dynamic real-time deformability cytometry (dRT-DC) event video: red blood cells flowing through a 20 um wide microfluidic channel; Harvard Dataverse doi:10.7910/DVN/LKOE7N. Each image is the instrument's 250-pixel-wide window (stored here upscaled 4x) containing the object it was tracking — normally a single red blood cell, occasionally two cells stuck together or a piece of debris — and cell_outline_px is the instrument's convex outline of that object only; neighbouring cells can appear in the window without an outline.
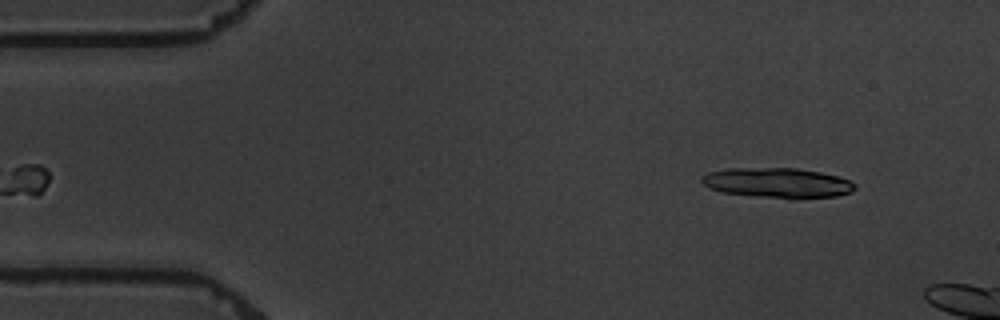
{"species": "common noctule bat (a hibernating species)", "species_latin": "Nyctalus noctula", "temperature_condition": "warm", "stored_images_in_passage": 3, "segment_of_instrument_passage": [2, 2], "camera_frame_rate_fps": 3000, "um_per_image_px": 0.085, "animal": {"sex": "male", "body_mass_g": 19.5, "forearm_length_mm": 54.6}, "frame": {"image": 1, "passage_image": 3, "time_ms": 3.667, "image_size_px": [1000, 320], "cell_outline_px": [[856, 188], [852, 192], [836, 196], [796, 200], [788, 200], [720, 192], [704, 184], [700, 180], [708, 172], [728, 168], [796, 168], [820, 172], [836, 176], [848, 180], [856, 184]], "centroid_in_image_um": [66.12, 15.57], "position_along_channel_um": 18.9, "area_um2": 27.17}}